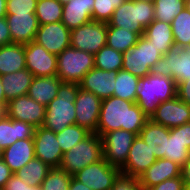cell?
I'll list each match as a JSON object with an SVG mask.
<instances>
[{"instance_id": "obj_1", "label": "cell", "mask_w": 190, "mask_h": 190, "mask_svg": "<svg viewBox=\"0 0 190 190\" xmlns=\"http://www.w3.org/2000/svg\"><path fill=\"white\" fill-rule=\"evenodd\" d=\"M149 117L135 102L111 96L102 100L96 133L104 134L123 129L139 135Z\"/></svg>"}, {"instance_id": "obj_2", "label": "cell", "mask_w": 190, "mask_h": 190, "mask_svg": "<svg viewBox=\"0 0 190 190\" xmlns=\"http://www.w3.org/2000/svg\"><path fill=\"white\" fill-rule=\"evenodd\" d=\"M79 84L62 82L58 88L57 96L46 106L43 127L61 132L67 126L75 124V100Z\"/></svg>"}, {"instance_id": "obj_3", "label": "cell", "mask_w": 190, "mask_h": 190, "mask_svg": "<svg viewBox=\"0 0 190 190\" xmlns=\"http://www.w3.org/2000/svg\"><path fill=\"white\" fill-rule=\"evenodd\" d=\"M177 85L172 78L148 74L140 78L136 104L150 118L158 104L176 97Z\"/></svg>"}, {"instance_id": "obj_4", "label": "cell", "mask_w": 190, "mask_h": 190, "mask_svg": "<svg viewBox=\"0 0 190 190\" xmlns=\"http://www.w3.org/2000/svg\"><path fill=\"white\" fill-rule=\"evenodd\" d=\"M154 20V5L152 2L126 0L114 10L107 27L129 29L143 36L145 28Z\"/></svg>"}, {"instance_id": "obj_5", "label": "cell", "mask_w": 190, "mask_h": 190, "mask_svg": "<svg viewBox=\"0 0 190 190\" xmlns=\"http://www.w3.org/2000/svg\"><path fill=\"white\" fill-rule=\"evenodd\" d=\"M103 158L102 138L97 133H91L63 154L59 168L73 176L84 167Z\"/></svg>"}, {"instance_id": "obj_6", "label": "cell", "mask_w": 190, "mask_h": 190, "mask_svg": "<svg viewBox=\"0 0 190 190\" xmlns=\"http://www.w3.org/2000/svg\"><path fill=\"white\" fill-rule=\"evenodd\" d=\"M94 68V55L71 46L57 56V76L62 82L79 84Z\"/></svg>"}, {"instance_id": "obj_7", "label": "cell", "mask_w": 190, "mask_h": 190, "mask_svg": "<svg viewBox=\"0 0 190 190\" xmlns=\"http://www.w3.org/2000/svg\"><path fill=\"white\" fill-rule=\"evenodd\" d=\"M162 57L152 43L144 36H140L136 45L130 50L123 52L122 69L130 72L139 78L146 77L150 74L151 68Z\"/></svg>"}, {"instance_id": "obj_8", "label": "cell", "mask_w": 190, "mask_h": 190, "mask_svg": "<svg viewBox=\"0 0 190 190\" xmlns=\"http://www.w3.org/2000/svg\"><path fill=\"white\" fill-rule=\"evenodd\" d=\"M150 73L172 78L176 85L187 80L190 77V45L172 47L155 63Z\"/></svg>"}, {"instance_id": "obj_9", "label": "cell", "mask_w": 190, "mask_h": 190, "mask_svg": "<svg viewBox=\"0 0 190 190\" xmlns=\"http://www.w3.org/2000/svg\"><path fill=\"white\" fill-rule=\"evenodd\" d=\"M107 23L91 20L71 30L70 46L95 55L106 46Z\"/></svg>"}, {"instance_id": "obj_10", "label": "cell", "mask_w": 190, "mask_h": 190, "mask_svg": "<svg viewBox=\"0 0 190 190\" xmlns=\"http://www.w3.org/2000/svg\"><path fill=\"white\" fill-rule=\"evenodd\" d=\"M136 137L135 133L123 129L104 134L101 137L104 159L111 166L121 169L127 161L130 147Z\"/></svg>"}, {"instance_id": "obj_11", "label": "cell", "mask_w": 190, "mask_h": 190, "mask_svg": "<svg viewBox=\"0 0 190 190\" xmlns=\"http://www.w3.org/2000/svg\"><path fill=\"white\" fill-rule=\"evenodd\" d=\"M121 174L119 168L111 166L104 158L84 167L73 177L92 190H110Z\"/></svg>"}, {"instance_id": "obj_12", "label": "cell", "mask_w": 190, "mask_h": 190, "mask_svg": "<svg viewBox=\"0 0 190 190\" xmlns=\"http://www.w3.org/2000/svg\"><path fill=\"white\" fill-rule=\"evenodd\" d=\"M46 114V106L38 103L28 95L11 99L6 107V115L32 124L35 128L43 125Z\"/></svg>"}, {"instance_id": "obj_13", "label": "cell", "mask_w": 190, "mask_h": 190, "mask_svg": "<svg viewBox=\"0 0 190 190\" xmlns=\"http://www.w3.org/2000/svg\"><path fill=\"white\" fill-rule=\"evenodd\" d=\"M26 68L34 77L57 74V55L49 53L42 45L32 41L24 44Z\"/></svg>"}, {"instance_id": "obj_14", "label": "cell", "mask_w": 190, "mask_h": 190, "mask_svg": "<svg viewBox=\"0 0 190 190\" xmlns=\"http://www.w3.org/2000/svg\"><path fill=\"white\" fill-rule=\"evenodd\" d=\"M35 157L51 168H59L63 153L56 133L43 126L36 127L33 136Z\"/></svg>"}, {"instance_id": "obj_15", "label": "cell", "mask_w": 190, "mask_h": 190, "mask_svg": "<svg viewBox=\"0 0 190 190\" xmlns=\"http://www.w3.org/2000/svg\"><path fill=\"white\" fill-rule=\"evenodd\" d=\"M102 100L91 92L78 88L75 104V124L96 133Z\"/></svg>"}, {"instance_id": "obj_16", "label": "cell", "mask_w": 190, "mask_h": 190, "mask_svg": "<svg viewBox=\"0 0 190 190\" xmlns=\"http://www.w3.org/2000/svg\"><path fill=\"white\" fill-rule=\"evenodd\" d=\"M149 119L169 129L184 125L190 122V105L176 96L159 103Z\"/></svg>"}, {"instance_id": "obj_17", "label": "cell", "mask_w": 190, "mask_h": 190, "mask_svg": "<svg viewBox=\"0 0 190 190\" xmlns=\"http://www.w3.org/2000/svg\"><path fill=\"white\" fill-rule=\"evenodd\" d=\"M71 30L62 22L39 25L34 42L42 45L49 53L59 55L70 46Z\"/></svg>"}, {"instance_id": "obj_18", "label": "cell", "mask_w": 190, "mask_h": 190, "mask_svg": "<svg viewBox=\"0 0 190 190\" xmlns=\"http://www.w3.org/2000/svg\"><path fill=\"white\" fill-rule=\"evenodd\" d=\"M156 160L157 159L155 154L151 151L144 140L138 135L130 147L125 165L120 169L121 174L138 178Z\"/></svg>"}, {"instance_id": "obj_19", "label": "cell", "mask_w": 190, "mask_h": 190, "mask_svg": "<svg viewBox=\"0 0 190 190\" xmlns=\"http://www.w3.org/2000/svg\"><path fill=\"white\" fill-rule=\"evenodd\" d=\"M116 75V71H105L94 67L85 74L79 87L104 100L113 96Z\"/></svg>"}, {"instance_id": "obj_20", "label": "cell", "mask_w": 190, "mask_h": 190, "mask_svg": "<svg viewBox=\"0 0 190 190\" xmlns=\"http://www.w3.org/2000/svg\"><path fill=\"white\" fill-rule=\"evenodd\" d=\"M12 43L27 44L34 41L39 24L35 13L6 14Z\"/></svg>"}, {"instance_id": "obj_21", "label": "cell", "mask_w": 190, "mask_h": 190, "mask_svg": "<svg viewBox=\"0 0 190 190\" xmlns=\"http://www.w3.org/2000/svg\"><path fill=\"white\" fill-rule=\"evenodd\" d=\"M181 166L161 158L157 159L141 176L138 177L141 188H150L161 182L181 176Z\"/></svg>"}, {"instance_id": "obj_22", "label": "cell", "mask_w": 190, "mask_h": 190, "mask_svg": "<svg viewBox=\"0 0 190 190\" xmlns=\"http://www.w3.org/2000/svg\"><path fill=\"white\" fill-rule=\"evenodd\" d=\"M34 131L32 124L10 119L5 115L0 119V149L3 151L17 140L33 138Z\"/></svg>"}, {"instance_id": "obj_23", "label": "cell", "mask_w": 190, "mask_h": 190, "mask_svg": "<svg viewBox=\"0 0 190 190\" xmlns=\"http://www.w3.org/2000/svg\"><path fill=\"white\" fill-rule=\"evenodd\" d=\"M35 157L33 138L20 139L2 151V159L15 173Z\"/></svg>"}, {"instance_id": "obj_24", "label": "cell", "mask_w": 190, "mask_h": 190, "mask_svg": "<svg viewBox=\"0 0 190 190\" xmlns=\"http://www.w3.org/2000/svg\"><path fill=\"white\" fill-rule=\"evenodd\" d=\"M94 0H69L63 4L62 23L70 30L92 20Z\"/></svg>"}, {"instance_id": "obj_25", "label": "cell", "mask_w": 190, "mask_h": 190, "mask_svg": "<svg viewBox=\"0 0 190 190\" xmlns=\"http://www.w3.org/2000/svg\"><path fill=\"white\" fill-rule=\"evenodd\" d=\"M170 129L148 119L141 129L139 136L155 154L156 159L165 158L167 139Z\"/></svg>"}, {"instance_id": "obj_26", "label": "cell", "mask_w": 190, "mask_h": 190, "mask_svg": "<svg viewBox=\"0 0 190 190\" xmlns=\"http://www.w3.org/2000/svg\"><path fill=\"white\" fill-rule=\"evenodd\" d=\"M62 81L57 75L34 77L27 95L38 103L47 106L57 96Z\"/></svg>"}, {"instance_id": "obj_27", "label": "cell", "mask_w": 190, "mask_h": 190, "mask_svg": "<svg viewBox=\"0 0 190 190\" xmlns=\"http://www.w3.org/2000/svg\"><path fill=\"white\" fill-rule=\"evenodd\" d=\"M34 75L27 69L12 72L1 76L5 98L11 99L27 95Z\"/></svg>"}, {"instance_id": "obj_28", "label": "cell", "mask_w": 190, "mask_h": 190, "mask_svg": "<svg viewBox=\"0 0 190 190\" xmlns=\"http://www.w3.org/2000/svg\"><path fill=\"white\" fill-rule=\"evenodd\" d=\"M143 36L159 49L162 55H165L175 46L171 24L167 22L154 19L150 25L145 28Z\"/></svg>"}, {"instance_id": "obj_29", "label": "cell", "mask_w": 190, "mask_h": 190, "mask_svg": "<svg viewBox=\"0 0 190 190\" xmlns=\"http://www.w3.org/2000/svg\"><path fill=\"white\" fill-rule=\"evenodd\" d=\"M26 68L24 44L0 46V76Z\"/></svg>"}, {"instance_id": "obj_30", "label": "cell", "mask_w": 190, "mask_h": 190, "mask_svg": "<svg viewBox=\"0 0 190 190\" xmlns=\"http://www.w3.org/2000/svg\"><path fill=\"white\" fill-rule=\"evenodd\" d=\"M190 156V149L183 143L182 125L170 129L165 151V159L183 166Z\"/></svg>"}, {"instance_id": "obj_31", "label": "cell", "mask_w": 190, "mask_h": 190, "mask_svg": "<svg viewBox=\"0 0 190 190\" xmlns=\"http://www.w3.org/2000/svg\"><path fill=\"white\" fill-rule=\"evenodd\" d=\"M140 78L123 69L117 71L113 96L136 102Z\"/></svg>"}, {"instance_id": "obj_32", "label": "cell", "mask_w": 190, "mask_h": 190, "mask_svg": "<svg viewBox=\"0 0 190 190\" xmlns=\"http://www.w3.org/2000/svg\"><path fill=\"white\" fill-rule=\"evenodd\" d=\"M52 168L43 163L37 157H34L21 169L16 171V174L22 181L26 182L30 186L40 187L42 181L46 178L47 174Z\"/></svg>"}, {"instance_id": "obj_33", "label": "cell", "mask_w": 190, "mask_h": 190, "mask_svg": "<svg viewBox=\"0 0 190 190\" xmlns=\"http://www.w3.org/2000/svg\"><path fill=\"white\" fill-rule=\"evenodd\" d=\"M139 35L129 29L107 27L106 45L120 52H126L136 45Z\"/></svg>"}, {"instance_id": "obj_34", "label": "cell", "mask_w": 190, "mask_h": 190, "mask_svg": "<svg viewBox=\"0 0 190 190\" xmlns=\"http://www.w3.org/2000/svg\"><path fill=\"white\" fill-rule=\"evenodd\" d=\"M35 15L39 25L61 22L63 4L58 0H37Z\"/></svg>"}, {"instance_id": "obj_35", "label": "cell", "mask_w": 190, "mask_h": 190, "mask_svg": "<svg viewBox=\"0 0 190 190\" xmlns=\"http://www.w3.org/2000/svg\"><path fill=\"white\" fill-rule=\"evenodd\" d=\"M171 28L176 47L190 45V10L187 6L173 19Z\"/></svg>"}, {"instance_id": "obj_36", "label": "cell", "mask_w": 190, "mask_h": 190, "mask_svg": "<svg viewBox=\"0 0 190 190\" xmlns=\"http://www.w3.org/2000/svg\"><path fill=\"white\" fill-rule=\"evenodd\" d=\"M123 65V52L107 45L94 55V67L105 71H119Z\"/></svg>"}, {"instance_id": "obj_37", "label": "cell", "mask_w": 190, "mask_h": 190, "mask_svg": "<svg viewBox=\"0 0 190 190\" xmlns=\"http://www.w3.org/2000/svg\"><path fill=\"white\" fill-rule=\"evenodd\" d=\"M154 19L172 23L173 19L187 6V0H154Z\"/></svg>"}, {"instance_id": "obj_38", "label": "cell", "mask_w": 190, "mask_h": 190, "mask_svg": "<svg viewBox=\"0 0 190 190\" xmlns=\"http://www.w3.org/2000/svg\"><path fill=\"white\" fill-rule=\"evenodd\" d=\"M91 134L86 128L77 124L67 126L61 132L56 133L58 144L62 153L68 152L74 145L84 140Z\"/></svg>"}, {"instance_id": "obj_39", "label": "cell", "mask_w": 190, "mask_h": 190, "mask_svg": "<svg viewBox=\"0 0 190 190\" xmlns=\"http://www.w3.org/2000/svg\"><path fill=\"white\" fill-rule=\"evenodd\" d=\"M72 176L61 168H52L40 185L41 190H68Z\"/></svg>"}, {"instance_id": "obj_40", "label": "cell", "mask_w": 190, "mask_h": 190, "mask_svg": "<svg viewBox=\"0 0 190 190\" xmlns=\"http://www.w3.org/2000/svg\"><path fill=\"white\" fill-rule=\"evenodd\" d=\"M126 0H94L92 20L106 22L111 19L114 10L119 8Z\"/></svg>"}, {"instance_id": "obj_41", "label": "cell", "mask_w": 190, "mask_h": 190, "mask_svg": "<svg viewBox=\"0 0 190 190\" xmlns=\"http://www.w3.org/2000/svg\"><path fill=\"white\" fill-rule=\"evenodd\" d=\"M37 0H7V14L35 13Z\"/></svg>"}, {"instance_id": "obj_42", "label": "cell", "mask_w": 190, "mask_h": 190, "mask_svg": "<svg viewBox=\"0 0 190 190\" xmlns=\"http://www.w3.org/2000/svg\"><path fill=\"white\" fill-rule=\"evenodd\" d=\"M140 187L138 178L120 174L110 190H139Z\"/></svg>"}, {"instance_id": "obj_43", "label": "cell", "mask_w": 190, "mask_h": 190, "mask_svg": "<svg viewBox=\"0 0 190 190\" xmlns=\"http://www.w3.org/2000/svg\"><path fill=\"white\" fill-rule=\"evenodd\" d=\"M184 180L182 176L175 177L172 179H167L161 182L158 185H155L150 188H146L147 190H184Z\"/></svg>"}, {"instance_id": "obj_44", "label": "cell", "mask_w": 190, "mask_h": 190, "mask_svg": "<svg viewBox=\"0 0 190 190\" xmlns=\"http://www.w3.org/2000/svg\"><path fill=\"white\" fill-rule=\"evenodd\" d=\"M2 190H41L40 187L30 186L13 174Z\"/></svg>"}, {"instance_id": "obj_45", "label": "cell", "mask_w": 190, "mask_h": 190, "mask_svg": "<svg viewBox=\"0 0 190 190\" xmlns=\"http://www.w3.org/2000/svg\"><path fill=\"white\" fill-rule=\"evenodd\" d=\"M176 96L190 105V77L187 80L177 84Z\"/></svg>"}, {"instance_id": "obj_46", "label": "cell", "mask_w": 190, "mask_h": 190, "mask_svg": "<svg viewBox=\"0 0 190 190\" xmlns=\"http://www.w3.org/2000/svg\"><path fill=\"white\" fill-rule=\"evenodd\" d=\"M12 44L9 25L5 17L0 18V46Z\"/></svg>"}, {"instance_id": "obj_47", "label": "cell", "mask_w": 190, "mask_h": 190, "mask_svg": "<svg viewBox=\"0 0 190 190\" xmlns=\"http://www.w3.org/2000/svg\"><path fill=\"white\" fill-rule=\"evenodd\" d=\"M14 173L10 170L9 166L0 159V190L4 188L7 181L11 178Z\"/></svg>"}, {"instance_id": "obj_48", "label": "cell", "mask_w": 190, "mask_h": 190, "mask_svg": "<svg viewBox=\"0 0 190 190\" xmlns=\"http://www.w3.org/2000/svg\"><path fill=\"white\" fill-rule=\"evenodd\" d=\"M68 190H92V189L89 188L87 185L83 184L82 182L76 180L72 176Z\"/></svg>"}, {"instance_id": "obj_49", "label": "cell", "mask_w": 190, "mask_h": 190, "mask_svg": "<svg viewBox=\"0 0 190 190\" xmlns=\"http://www.w3.org/2000/svg\"><path fill=\"white\" fill-rule=\"evenodd\" d=\"M183 143L190 149V122L182 125Z\"/></svg>"}, {"instance_id": "obj_50", "label": "cell", "mask_w": 190, "mask_h": 190, "mask_svg": "<svg viewBox=\"0 0 190 190\" xmlns=\"http://www.w3.org/2000/svg\"><path fill=\"white\" fill-rule=\"evenodd\" d=\"M181 176L184 182H190V156L181 168Z\"/></svg>"}, {"instance_id": "obj_51", "label": "cell", "mask_w": 190, "mask_h": 190, "mask_svg": "<svg viewBox=\"0 0 190 190\" xmlns=\"http://www.w3.org/2000/svg\"><path fill=\"white\" fill-rule=\"evenodd\" d=\"M7 0H0V18L6 17Z\"/></svg>"}, {"instance_id": "obj_52", "label": "cell", "mask_w": 190, "mask_h": 190, "mask_svg": "<svg viewBox=\"0 0 190 190\" xmlns=\"http://www.w3.org/2000/svg\"><path fill=\"white\" fill-rule=\"evenodd\" d=\"M0 103L5 105L6 107L8 105V101L5 98V93H4V90H3L1 76H0Z\"/></svg>"}, {"instance_id": "obj_53", "label": "cell", "mask_w": 190, "mask_h": 190, "mask_svg": "<svg viewBox=\"0 0 190 190\" xmlns=\"http://www.w3.org/2000/svg\"><path fill=\"white\" fill-rule=\"evenodd\" d=\"M6 115V106L0 103V119Z\"/></svg>"}, {"instance_id": "obj_54", "label": "cell", "mask_w": 190, "mask_h": 190, "mask_svg": "<svg viewBox=\"0 0 190 190\" xmlns=\"http://www.w3.org/2000/svg\"><path fill=\"white\" fill-rule=\"evenodd\" d=\"M184 190H190V182H185Z\"/></svg>"}, {"instance_id": "obj_55", "label": "cell", "mask_w": 190, "mask_h": 190, "mask_svg": "<svg viewBox=\"0 0 190 190\" xmlns=\"http://www.w3.org/2000/svg\"><path fill=\"white\" fill-rule=\"evenodd\" d=\"M133 1H144V2H154V0H133Z\"/></svg>"}, {"instance_id": "obj_56", "label": "cell", "mask_w": 190, "mask_h": 190, "mask_svg": "<svg viewBox=\"0 0 190 190\" xmlns=\"http://www.w3.org/2000/svg\"><path fill=\"white\" fill-rule=\"evenodd\" d=\"M61 4L67 3L69 0H58Z\"/></svg>"}, {"instance_id": "obj_57", "label": "cell", "mask_w": 190, "mask_h": 190, "mask_svg": "<svg viewBox=\"0 0 190 190\" xmlns=\"http://www.w3.org/2000/svg\"><path fill=\"white\" fill-rule=\"evenodd\" d=\"M187 8L190 10V0H187Z\"/></svg>"}, {"instance_id": "obj_58", "label": "cell", "mask_w": 190, "mask_h": 190, "mask_svg": "<svg viewBox=\"0 0 190 190\" xmlns=\"http://www.w3.org/2000/svg\"><path fill=\"white\" fill-rule=\"evenodd\" d=\"M2 158V150L0 149V159Z\"/></svg>"}]
</instances>
